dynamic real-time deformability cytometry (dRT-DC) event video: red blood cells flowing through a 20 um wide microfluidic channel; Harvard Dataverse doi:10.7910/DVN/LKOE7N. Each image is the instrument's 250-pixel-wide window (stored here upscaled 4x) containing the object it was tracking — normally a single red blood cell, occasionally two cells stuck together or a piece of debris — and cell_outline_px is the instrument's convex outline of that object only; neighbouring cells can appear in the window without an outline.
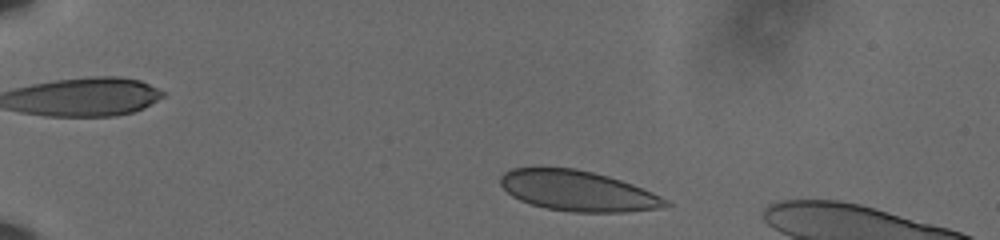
{"species": "human", "species_latin": "Homo sapiens", "temperature_condition": "cold", "stored_images_in_passage": 49, "camera_frame_rate_fps": 3000, "um_per_image_px": 0.085, "donor": {"sex": "male"}, "frame": {"image": 1, "passage_image": 4, "time_ms": 1.0, "image_size_px": [1000, 240], "cell_outline_px": [[672, 204], [660, 208], [624, 212], [572, 212], [544, 208], [520, 200], [512, 196], [500, 184], [500, 176], [504, 172], [512, 168], [576, 168], [608, 176], [632, 184], [652, 192], [668, 200]], "centroid_in_image_um": [49.11, 16.23], "position_along_channel_um": 35.9, "area_um2": 38.73}}
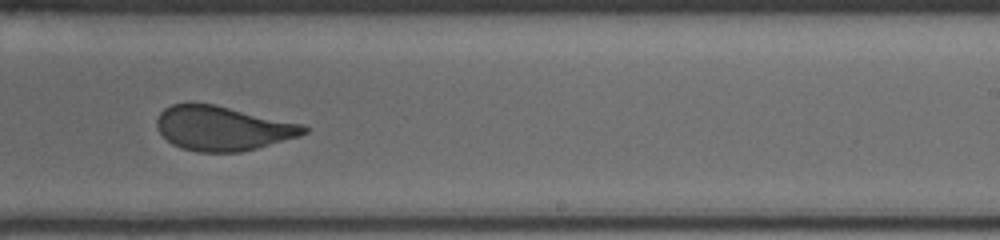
{"frame": {"image": 2, "passage_image": 30, "time_ms": 9.667, "image_size_px": [1000, 240], "cell_outline_px": [[308, 132], [300, 136], [256, 148], [240, 152], [196, 152], [180, 148], [172, 144], [156, 128], [156, 120], [160, 112], [164, 108], [172, 104], [216, 104], [304, 124], [308, 128]], "centroid_in_image_um": [18.93, 10.9], "position_along_channel_um": 270.1, "area_um2": 38.21}}
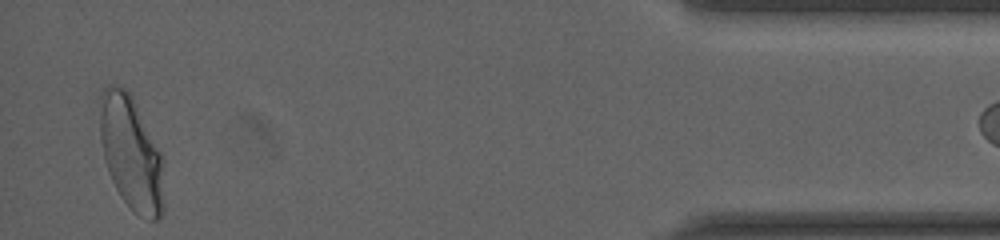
{"frame": {"image": 3, "passage_image": 48, "time_ms": 15.667, "image_size_px": [1000, 240], "cell_outline_px": [[164, 212], [160, 220], [152, 220], [140, 216], [132, 212], [120, 196], [108, 172], [104, 160], [100, 140], [100, 92], [108, 84], [112, 84], [124, 88], [132, 96], [164, 160]], "centroid_in_image_um": [11.16, 13.07], "position_along_channel_um": 424.0, "area_um2": 43.12}}